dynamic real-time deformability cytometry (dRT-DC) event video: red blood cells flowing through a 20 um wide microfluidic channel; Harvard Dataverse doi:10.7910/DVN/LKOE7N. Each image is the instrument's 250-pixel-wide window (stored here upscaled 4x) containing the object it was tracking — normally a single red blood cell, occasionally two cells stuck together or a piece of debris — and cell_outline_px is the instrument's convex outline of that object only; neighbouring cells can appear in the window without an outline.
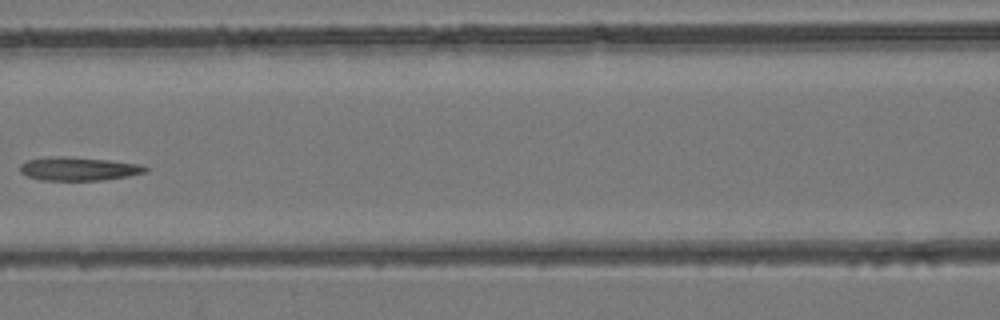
{"species": "common noctule bat (a hibernating species)", "species_latin": "Nyctalus noctula", "temperature_condition": "room temperature", "stored_images_in_passage": 5, "camera_frame_rate_fps": 3000, "um_per_image_px": 0.085, "animal": {"sex": "female", "body_mass_g": 24.6, "forearm_length_mm": 56.2}, "frame": {"image": 1, "passage_image": 5, "time_ms": 5.333, "image_size_px": [1000, 320], "cell_outline_px": [[148, 168], [144, 172], [128, 176], [100, 180], [40, 180], [28, 176], [20, 172], [20, 164], [28, 160], [60, 156], [64, 156], [108, 160], [140, 164]], "centroid_in_image_um": [6.66, 14.35], "position_along_channel_um": 159.9, "area_um2": 16.88}}